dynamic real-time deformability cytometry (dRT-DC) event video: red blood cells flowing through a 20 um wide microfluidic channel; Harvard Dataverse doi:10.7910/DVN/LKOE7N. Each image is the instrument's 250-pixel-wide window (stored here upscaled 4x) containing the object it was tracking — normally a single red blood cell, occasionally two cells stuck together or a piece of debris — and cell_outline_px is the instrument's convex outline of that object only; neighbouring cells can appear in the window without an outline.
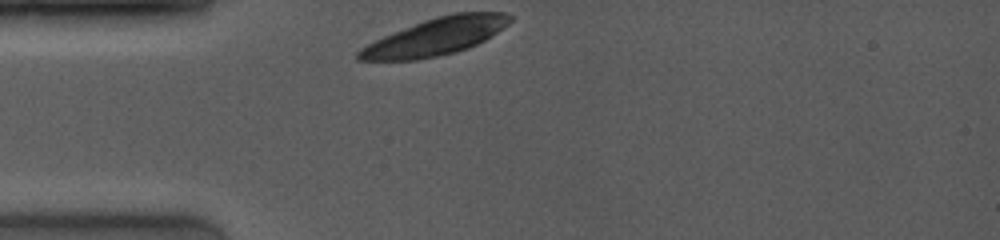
{"species": "common noctule bat (a hibernating species)", "species_latin": "Nyctalus noctula", "temperature_condition": "room temperature", "stored_images_in_passage": 1, "camera_frame_rate_fps": 4000, "um_per_image_px": 0.085, "animal": {"sex": "female", "body_mass_g": 19.0, "forearm_length_mm": 53.3}, "frame": {"image": 1, "passage_image": 1, "time_ms": 0.0, "image_size_px": [1000, 240], "cell_outline_px": [[512, 20], [504, 28], [484, 40], [468, 48], [456, 52], [416, 60], [356, 60], [356, 52], [360, 48], [384, 36], [424, 20], [436, 16], [452, 12], [504, 12], [512, 16]], "centroid_in_image_um": [37.05, 3.11], "position_along_channel_um": 48.0, "area_um2": 32.6}}